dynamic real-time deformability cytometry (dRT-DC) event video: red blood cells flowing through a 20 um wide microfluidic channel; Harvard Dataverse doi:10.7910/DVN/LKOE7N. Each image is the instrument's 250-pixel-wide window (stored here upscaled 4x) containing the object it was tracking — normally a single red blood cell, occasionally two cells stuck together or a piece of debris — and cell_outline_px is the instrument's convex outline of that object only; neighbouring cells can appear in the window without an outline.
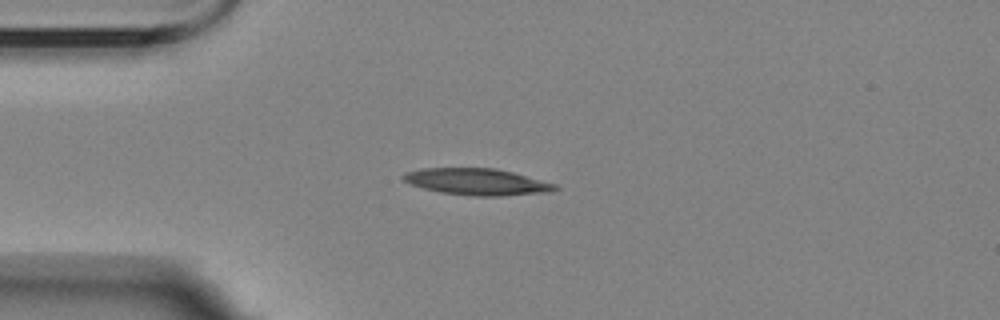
{"species": "Egyptian fruit bat (a non-hibernating species)", "species_latin": "Rousettus aegyptiacus", "temperature_condition": "room temperature", "stored_images_in_passage": 2, "camera_frame_rate_fps": 3000, "um_per_image_px": 0.085, "animal": {"sex": "female"}, "frame": {"image": 1, "passage_image": 1, "time_ms": 0.0, "image_size_px": [1000, 320], "cell_outline_px": [[560, 188], [552, 192], [500, 196], [472, 196], [440, 192], [408, 184], [400, 176], [404, 172], [420, 168], [496, 168], [512, 172], [556, 184]], "centroid_in_image_um": [40.52, 15.45], "position_along_channel_um": 44.5, "area_um2": 23.7}}